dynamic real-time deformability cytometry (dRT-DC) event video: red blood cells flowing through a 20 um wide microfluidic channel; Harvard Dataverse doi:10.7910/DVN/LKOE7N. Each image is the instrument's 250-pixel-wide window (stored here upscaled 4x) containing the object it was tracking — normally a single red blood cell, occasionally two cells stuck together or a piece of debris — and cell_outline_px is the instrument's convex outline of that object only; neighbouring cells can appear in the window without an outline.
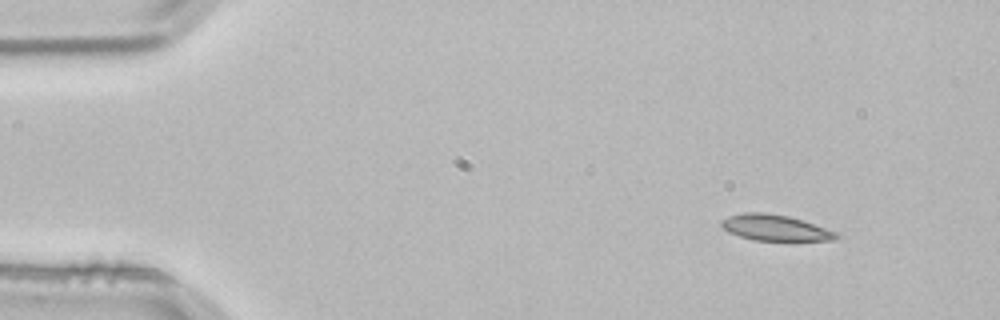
{"species": "common noctule bat (a hibernating species)", "species_latin": "Nyctalus noctula", "temperature_condition": "room temperature", "stored_images_in_passage": 3, "camera_frame_rate_fps": 3000, "um_per_image_px": 0.085, "animal": {"sex": "male", "body_mass_g": 21.5, "forearm_length_mm": 52.0}, "frame": {"image": 1, "passage_image": 1, "time_ms": 0.0, "image_size_px": [1000, 320], "cell_outline_px": [[840, 236], [836, 240], [756, 240], [740, 236], [728, 232], [720, 224], [720, 220], [728, 216], [744, 212], [764, 212], [788, 216], [804, 220], [836, 232]], "centroid_in_image_um": [65.87, 19.34], "position_along_channel_um": 19.1, "area_um2": 17.28}}
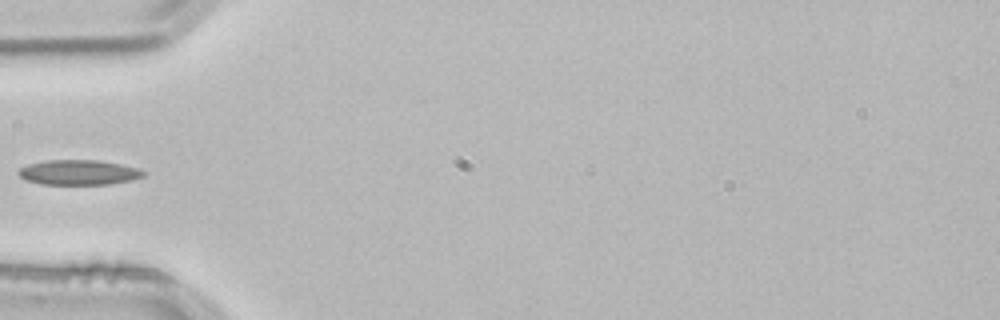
{"frame": {"image": 2, "passage_image": 3, "time_ms": 0.667, "image_size_px": [1000, 320], "cell_outline_px": [[148, 172], [144, 176], [132, 180], [108, 184], [40, 184], [28, 180], [20, 176], [16, 172], [20, 168], [28, 164], [44, 160], [96, 160], [120, 164], [140, 168]], "centroid_in_image_um": [6.72, 14.65], "position_along_channel_um": 78.3, "area_um2": 18.26}}